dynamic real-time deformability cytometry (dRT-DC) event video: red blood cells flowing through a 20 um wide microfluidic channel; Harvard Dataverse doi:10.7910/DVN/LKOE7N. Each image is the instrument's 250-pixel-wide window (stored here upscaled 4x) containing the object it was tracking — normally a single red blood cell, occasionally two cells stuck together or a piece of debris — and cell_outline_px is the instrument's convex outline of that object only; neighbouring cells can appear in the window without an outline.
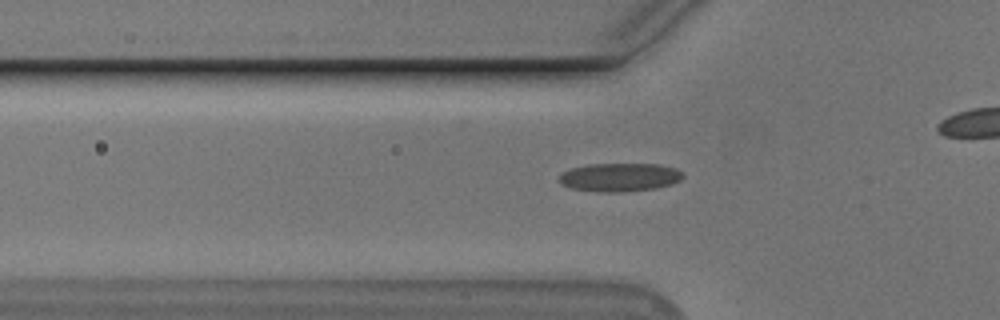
{"species": "Egyptian fruit bat (a non-hibernating species)", "species_latin": "Rousettus aegyptiacus", "temperature_condition": "cold", "stored_images_in_passage": 36, "camera_frame_rate_fps": 3000, "um_per_image_px": 0.085, "animal": {"sex": "male"}, "frame": {"image": 1, "passage_image": 10, "time_ms": 3.0, "image_size_px": [1000, 320], "cell_outline_px": [[684, 176], [680, 180], [672, 184], [656, 188], [620, 192], [600, 192], [572, 188], [564, 184], [560, 180], [560, 176], [564, 172], [572, 168], [588, 164], [660, 164], [676, 168]], "centroid_in_image_um": [52.72, 15.06], "position_along_channel_um": 73.1, "area_um2": 20.29}}
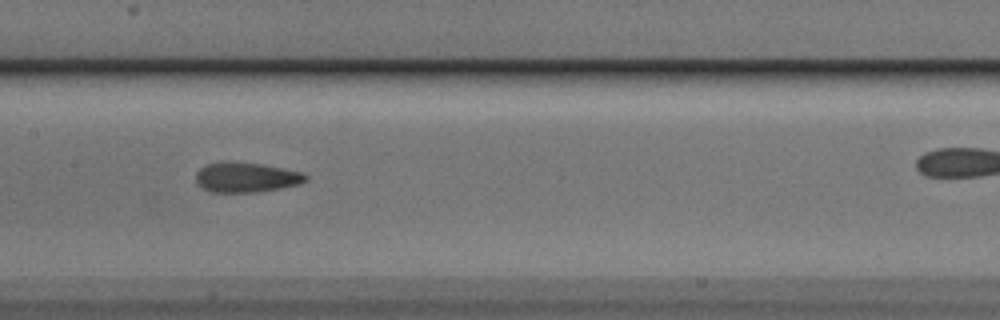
{"frame": {"image": 2, "passage_image": 19, "time_ms": 6.0, "image_size_px": [1000, 320], "cell_outline_px": [[308, 180], [300, 184], [280, 188], [256, 192], [212, 192], [204, 188], [196, 180], [196, 172], [200, 168], [208, 164], [260, 164], [284, 168], [300, 172], [308, 176]], "centroid_in_image_um": [20.99, 15.11], "position_along_channel_um": 186.4, "area_um2": 18.38}}
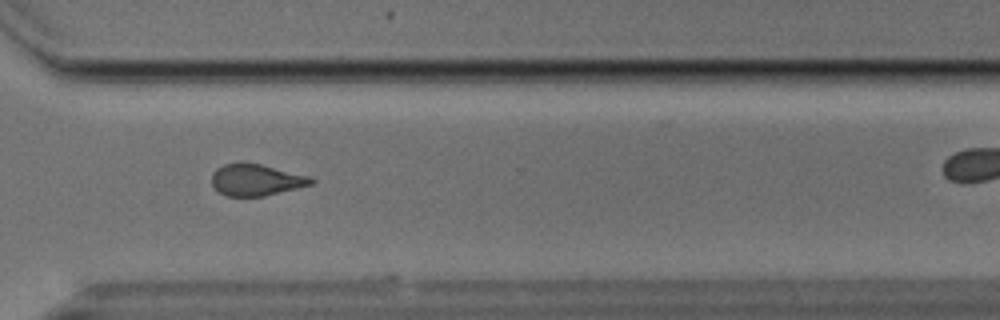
{"frame": {"image": 3, "passage_image": 32, "time_ms": 10.333, "image_size_px": [1000, 320], "cell_outline_px": [[316, 180], [312, 184], [264, 196], [224, 196], [212, 184], [212, 172], [216, 168], [224, 164], [260, 164], [312, 176]], "centroid_in_image_um": [21.79, 15.3], "position_along_channel_um": 348.8, "area_um2": 18.09}}